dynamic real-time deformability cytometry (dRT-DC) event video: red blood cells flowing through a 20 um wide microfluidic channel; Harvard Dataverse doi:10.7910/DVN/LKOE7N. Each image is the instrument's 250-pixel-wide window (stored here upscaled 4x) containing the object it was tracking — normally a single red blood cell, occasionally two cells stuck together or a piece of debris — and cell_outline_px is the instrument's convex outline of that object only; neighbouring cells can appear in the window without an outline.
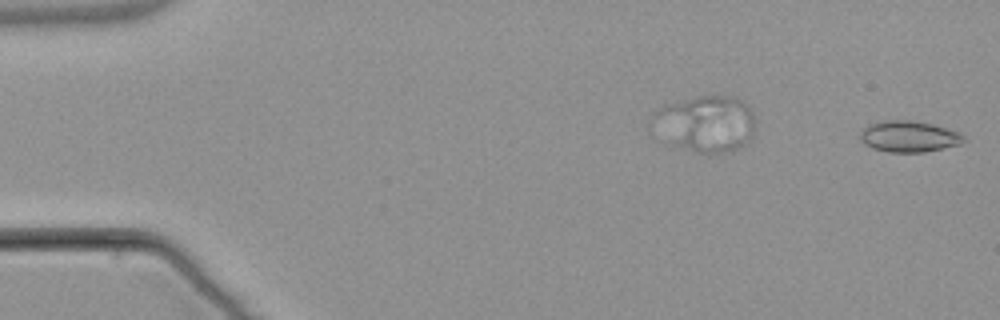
{"species": "common noctule bat (a hibernating species)", "species_latin": "Nyctalus noctula", "temperature_condition": "warm", "stored_images_in_passage": 10, "camera_frame_rate_fps": 3000, "um_per_image_px": 0.085, "animal": {"sex": "male", "body_mass_g": 21.5, "forearm_length_mm": 52.0}, "frame": {"image": 1, "passage_image": 10, "time_ms": 3.0, "image_size_px": [1000, 320], "cell_outline_px": [[968, 140], [960, 144], [924, 152], [888, 152], [872, 148], [864, 144], [860, 140], [860, 132], [868, 124], [884, 120], [916, 120], [932, 124], [960, 132]], "centroid_in_image_um": [77.26, 11.59], "position_along_channel_um": 7.7, "area_um2": 19.02}}